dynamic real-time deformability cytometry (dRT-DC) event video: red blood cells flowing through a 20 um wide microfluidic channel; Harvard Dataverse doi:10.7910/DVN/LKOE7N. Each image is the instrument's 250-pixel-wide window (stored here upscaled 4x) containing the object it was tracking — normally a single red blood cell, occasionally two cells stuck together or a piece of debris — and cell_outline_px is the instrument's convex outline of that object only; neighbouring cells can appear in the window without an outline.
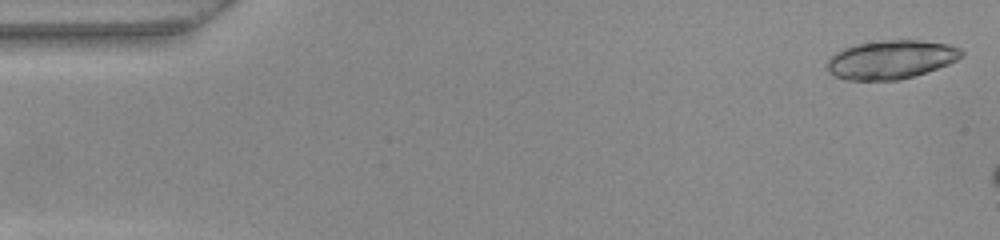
{"species": "common noctule bat (a hibernating species)", "species_latin": "Nyctalus noctula", "temperature_condition": "warm", "stored_images_in_passage": 7, "camera_frame_rate_fps": 3000, "um_per_image_px": 0.085, "animal": {"sex": "female", "body_mass_g": 22.0, "forearm_length_mm": 56.7}, "frame": {"image": 1, "passage_image": 1, "time_ms": 0.0, "image_size_px": [1000, 240], "cell_outline_px": [[964, 56], [948, 64], [900, 80], [844, 80], [828, 72], [828, 56], [852, 44], [880, 40], [920, 40], [948, 44], [960, 48], [964, 52]], "centroid_in_image_um": [75.71, 5.05], "position_along_channel_um": 9.3, "area_um2": 30.4}}